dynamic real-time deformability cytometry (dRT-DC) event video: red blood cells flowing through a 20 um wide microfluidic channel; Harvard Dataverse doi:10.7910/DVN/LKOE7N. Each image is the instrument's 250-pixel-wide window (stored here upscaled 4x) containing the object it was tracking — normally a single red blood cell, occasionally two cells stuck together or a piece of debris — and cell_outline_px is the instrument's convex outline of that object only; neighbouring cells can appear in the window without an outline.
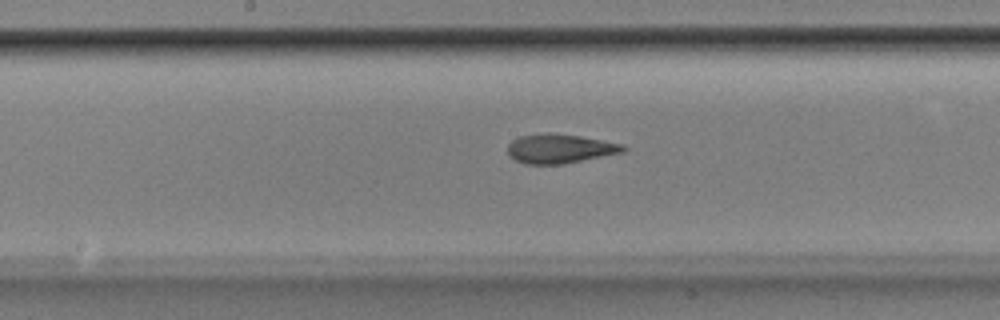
{"species": "Egyptian fruit bat (a non-hibernating species)", "species_latin": "Rousettus aegyptiacus", "temperature_condition": "room temperature", "stored_images_in_passage": 52, "camera_frame_rate_fps": 3000, "um_per_image_px": 0.085, "animal": {"sex": "male"}, "frame": {"image": 1, "passage_image": 27, "time_ms": 8.667, "image_size_px": [1000, 320], "cell_outline_px": [[628, 148], [624, 152], [564, 164], [524, 164], [508, 156], [508, 144], [512, 140], [520, 136], [544, 132], [548, 132], [580, 136], [624, 144]], "centroid_in_image_um": [47.58, 12.63], "position_along_channel_um": 200.6, "area_um2": 19.88}}
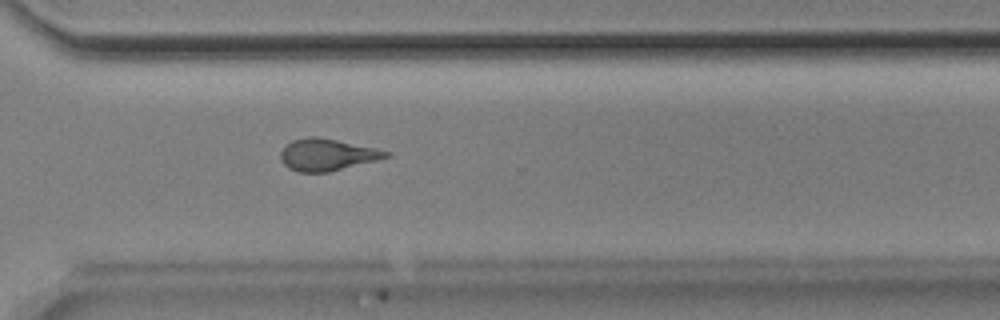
{"frame": {"image": 2, "passage_image": 38, "time_ms": 12.333, "image_size_px": [1000, 320], "cell_outline_px": [[392, 156], [328, 172], [300, 172], [288, 168], [280, 160], [280, 152], [292, 140], [308, 136], [316, 136], [376, 148], [392, 152]], "centroid_in_image_um": [27.8, 13.15], "position_along_channel_um": 342.8, "area_um2": 19.48}}
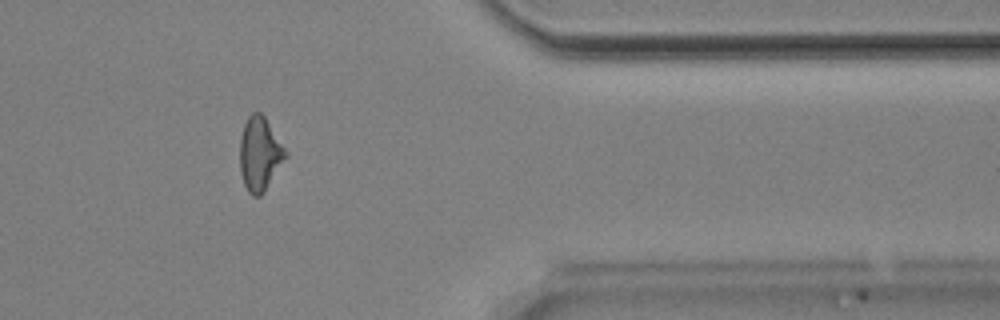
{"frame": {"image": 3, "passage_image": 43, "time_ms": 14.0, "image_size_px": [1000, 320], "cell_outline_px": [[288, 156], [264, 192], [260, 196], [252, 196], [248, 192], [244, 184], [240, 172], [240, 136], [244, 124], [248, 116], [252, 112], [260, 112], [264, 116], [288, 152]], "centroid_in_image_um": [22.08, 13.09], "position_along_channel_um": 389.3, "area_um2": 19.77}, "authors_computed_cell_mechanics": {"area_um2": 19.941, "velocity_mm_per_s": 3.8961, "shape_relaxation_time_tau1_ms": null, "shape_relaxation_time_tau2_ms": 2.6001, "deformation_change_tau1": null, "deformation_change_tau2": 0.1035}}